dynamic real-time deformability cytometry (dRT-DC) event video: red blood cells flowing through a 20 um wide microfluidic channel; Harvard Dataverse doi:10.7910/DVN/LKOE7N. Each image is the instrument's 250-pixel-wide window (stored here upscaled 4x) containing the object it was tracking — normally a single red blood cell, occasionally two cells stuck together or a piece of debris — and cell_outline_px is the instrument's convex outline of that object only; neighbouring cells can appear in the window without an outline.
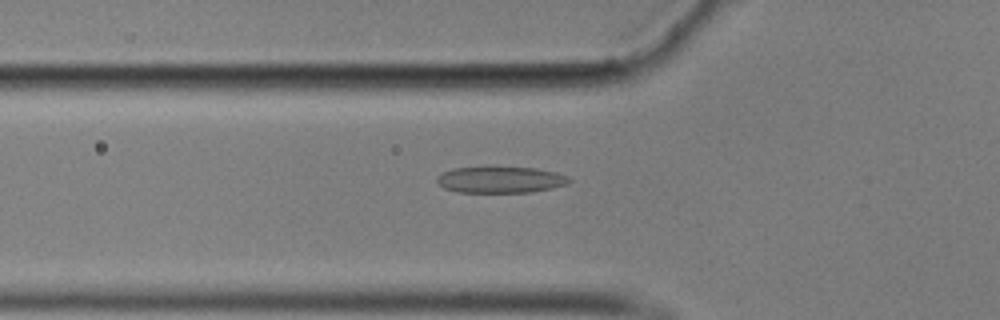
{"species": "common noctule bat (a hibernating species)", "species_latin": "Nyctalus noctula", "temperature_condition": "cold", "stored_images_in_passage": 39, "camera_frame_rate_fps": 3000, "um_per_image_px": 0.085, "animal": {"sex": "male", "body_mass_g": 17.9}, "frame": {"image": 1, "passage_image": 2, "time_ms": 0.333, "image_size_px": [1000, 320], "cell_outline_px": [[572, 180], [568, 184], [552, 188], [532, 192], [456, 192], [444, 188], [436, 180], [436, 176], [452, 168], [496, 164], [536, 168], [556, 172], [568, 176]], "centroid_in_image_um": [42.54, 15.23], "position_along_channel_um": 83.3, "area_um2": 21.33}}
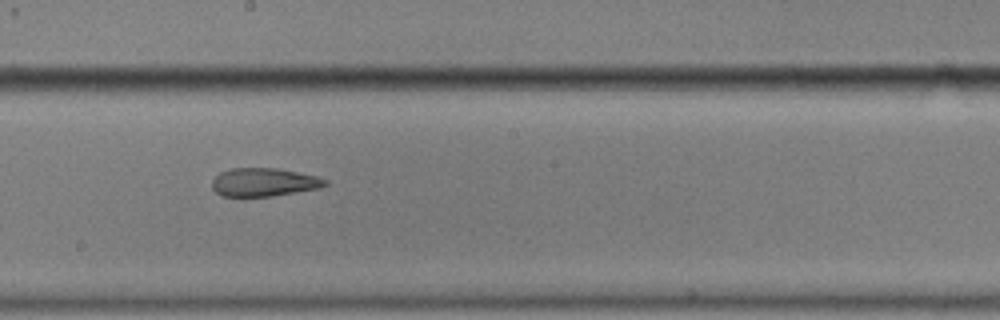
{"frame": {"image": 2, "passage_image": 14, "time_ms": 4.333, "image_size_px": [1000, 320], "cell_outline_px": [[328, 184], [320, 188], [272, 196], [220, 196], [212, 188], [212, 180], [220, 172], [232, 168], [276, 168], [316, 176], [328, 180]], "centroid_in_image_um": [22.42, 15.49], "position_along_channel_um": 225.8, "area_um2": 18.61}}
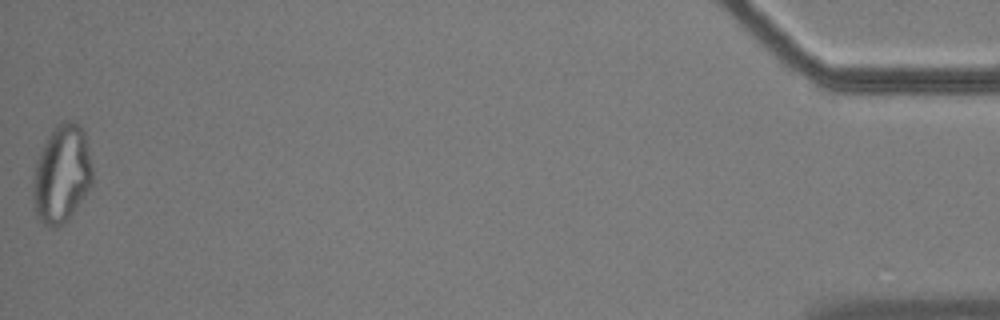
{"frame": {"image": 3, "passage_image": 39, "time_ms": 12.667, "image_size_px": [1000, 320], "cell_outline_px": [[92, 184], [76, 208], [60, 224], [52, 228], [48, 228], [36, 216], [32, 196], [32, 184], [36, 160], [48, 136], [56, 124], [64, 120], [72, 120], [80, 124], [84, 128], [92, 168]], "centroid_in_image_um": [5.23, 14.75], "position_along_channel_um": 430.0, "area_um2": 33.93}, "authors_computed_cell_mechanics": {"area_um2": 19.8832, "velocity_mm_per_s": 3.5373, "shape_relaxation_time_tau1_ms": null, "shape_relaxation_time_tau2_ms": 1.5883, "deformation_change_tau1": null, "deformation_change_tau2": 0.0932}}